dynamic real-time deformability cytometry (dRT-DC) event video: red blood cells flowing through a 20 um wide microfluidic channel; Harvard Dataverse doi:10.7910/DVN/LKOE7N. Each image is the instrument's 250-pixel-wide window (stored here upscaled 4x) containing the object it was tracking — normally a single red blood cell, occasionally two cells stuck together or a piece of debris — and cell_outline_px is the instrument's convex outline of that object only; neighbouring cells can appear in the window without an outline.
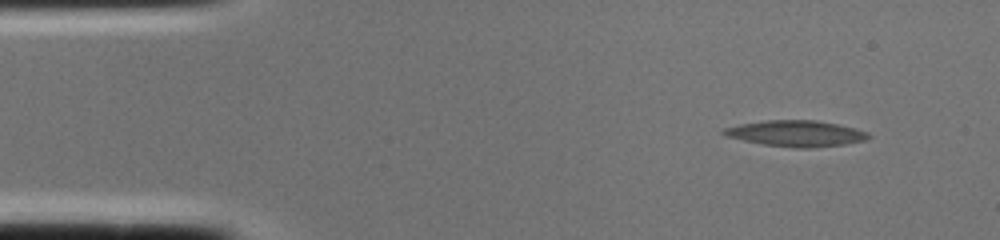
{"species": "common noctule bat (a hibernating species)", "species_latin": "Nyctalus noctula", "temperature_condition": "cold", "stored_images_in_passage": 1, "camera_frame_rate_fps": 3000, "um_per_image_px": 0.085, "animal": {"sex": "female", "body_mass_g": 22.0, "forearm_length_mm": 56.7}, "frame": {"image": 1, "passage_image": 1, "time_ms": 0.0, "image_size_px": [1000, 240], "cell_outline_px": [[872, 136], [868, 140], [844, 144], [808, 148], [792, 148], [764, 144], [724, 136], [720, 132], [724, 128], [740, 124], [768, 120], [816, 120], [856, 128], [868, 132]], "centroid_in_image_um": [67.69, 11.34], "position_along_channel_um": 17.3, "area_um2": 21.96}}